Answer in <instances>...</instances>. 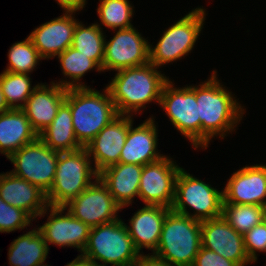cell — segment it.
Masks as SVG:
<instances>
[{
	"label": "cell",
	"instance_id": "1",
	"mask_svg": "<svg viewBox=\"0 0 266 266\" xmlns=\"http://www.w3.org/2000/svg\"><path fill=\"white\" fill-rule=\"evenodd\" d=\"M217 71L196 85V101L200 118V148H208L216 136L224 139L236 130L245 115L246 108L218 80ZM238 124V125H237ZM236 127V128H235Z\"/></svg>",
	"mask_w": 266,
	"mask_h": 266
},
{
	"label": "cell",
	"instance_id": "2",
	"mask_svg": "<svg viewBox=\"0 0 266 266\" xmlns=\"http://www.w3.org/2000/svg\"><path fill=\"white\" fill-rule=\"evenodd\" d=\"M158 69L149 62L116 71L106 87L119 115H140L147 104L159 105L163 87L170 79Z\"/></svg>",
	"mask_w": 266,
	"mask_h": 266
},
{
	"label": "cell",
	"instance_id": "3",
	"mask_svg": "<svg viewBox=\"0 0 266 266\" xmlns=\"http://www.w3.org/2000/svg\"><path fill=\"white\" fill-rule=\"evenodd\" d=\"M65 101L70 105L75 136L83 147L119 116L107 87L102 92L90 87L70 88Z\"/></svg>",
	"mask_w": 266,
	"mask_h": 266
},
{
	"label": "cell",
	"instance_id": "4",
	"mask_svg": "<svg viewBox=\"0 0 266 266\" xmlns=\"http://www.w3.org/2000/svg\"><path fill=\"white\" fill-rule=\"evenodd\" d=\"M201 247V221L170 210L153 253L171 266H193Z\"/></svg>",
	"mask_w": 266,
	"mask_h": 266
},
{
	"label": "cell",
	"instance_id": "5",
	"mask_svg": "<svg viewBox=\"0 0 266 266\" xmlns=\"http://www.w3.org/2000/svg\"><path fill=\"white\" fill-rule=\"evenodd\" d=\"M82 256L97 266H133L140 252L121 219L91 227ZM100 261V262H98ZM102 262V263H101Z\"/></svg>",
	"mask_w": 266,
	"mask_h": 266
},
{
	"label": "cell",
	"instance_id": "6",
	"mask_svg": "<svg viewBox=\"0 0 266 266\" xmlns=\"http://www.w3.org/2000/svg\"><path fill=\"white\" fill-rule=\"evenodd\" d=\"M98 177L85 147L72 152H60L54 183L46 199L49 206L64 207Z\"/></svg>",
	"mask_w": 266,
	"mask_h": 266
},
{
	"label": "cell",
	"instance_id": "7",
	"mask_svg": "<svg viewBox=\"0 0 266 266\" xmlns=\"http://www.w3.org/2000/svg\"><path fill=\"white\" fill-rule=\"evenodd\" d=\"M205 10L198 6L166 28L157 44L149 46L150 63L160 69L191 53L204 28Z\"/></svg>",
	"mask_w": 266,
	"mask_h": 266
},
{
	"label": "cell",
	"instance_id": "8",
	"mask_svg": "<svg viewBox=\"0 0 266 266\" xmlns=\"http://www.w3.org/2000/svg\"><path fill=\"white\" fill-rule=\"evenodd\" d=\"M223 203V189L212 187L181 167L175 182L172 211L204 221L222 216Z\"/></svg>",
	"mask_w": 266,
	"mask_h": 266
},
{
	"label": "cell",
	"instance_id": "9",
	"mask_svg": "<svg viewBox=\"0 0 266 266\" xmlns=\"http://www.w3.org/2000/svg\"><path fill=\"white\" fill-rule=\"evenodd\" d=\"M171 79L164 85L159 106L165 111L171 124L192 148L200 149V118L196 101V85L175 87Z\"/></svg>",
	"mask_w": 266,
	"mask_h": 266
},
{
	"label": "cell",
	"instance_id": "10",
	"mask_svg": "<svg viewBox=\"0 0 266 266\" xmlns=\"http://www.w3.org/2000/svg\"><path fill=\"white\" fill-rule=\"evenodd\" d=\"M59 153L48 147L38 137L34 142L15 151L7 159L14 165L10 172L36 185L47 194L54 183Z\"/></svg>",
	"mask_w": 266,
	"mask_h": 266
},
{
	"label": "cell",
	"instance_id": "11",
	"mask_svg": "<svg viewBox=\"0 0 266 266\" xmlns=\"http://www.w3.org/2000/svg\"><path fill=\"white\" fill-rule=\"evenodd\" d=\"M114 31L115 35L110 40L105 39L103 72L142 66L150 62V42L134 26Z\"/></svg>",
	"mask_w": 266,
	"mask_h": 266
},
{
	"label": "cell",
	"instance_id": "12",
	"mask_svg": "<svg viewBox=\"0 0 266 266\" xmlns=\"http://www.w3.org/2000/svg\"><path fill=\"white\" fill-rule=\"evenodd\" d=\"M168 156L143 166L138 198L145 205L172 207L175 182L181 167Z\"/></svg>",
	"mask_w": 266,
	"mask_h": 266
},
{
	"label": "cell",
	"instance_id": "13",
	"mask_svg": "<svg viewBox=\"0 0 266 266\" xmlns=\"http://www.w3.org/2000/svg\"><path fill=\"white\" fill-rule=\"evenodd\" d=\"M64 207L90 227L119 219L118 214L122 209L99 177Z\"/></svg>",
	"mask_w": 266,
	"mask_h": 266
},
{
	"label": "cell",
	"instance_id": "14",
	"mask_svg": "<svg viewBox=\"0 0 266 266\" xmlns=\"http://www.w3.org/2000/svg\"><path fill=\"white\" fill-rule=\"evenodd\" d=\"M47 213V221L37 227L48 249L50 244L64 248L72 247L77 248L81 254L87 244L91 227L75 218L65 207L48 206L38 218L45 217Z\"/></svg>",
	"mask_w": 266,
	"mask_h": 266
},
{
	"label": "cell",
	"instance_id": "15",
	"mask_svg": "<svg viewBox=\"0 0 266 266\" xmlns=\"http://www.w3.org/2000/svg\"><path fill=\"white\" fill-rule=\"evenodd\" d=\"M201 240L202 247L238 266L254 264L246 253L243 234L238 233L222 216L201 221Z\"/></svg>",
	"mask_w": 266,
	"mask_h": 266
},
{
	"label": "cell",
	"instance_id": "16",
	"mask_svg": "<svg viewBox=\"0 0 266 266\" xmlns=\"http://www.w3.org/2000/svg\"><path fill=\"white\" fill-rule=\"evenodd\" d=\"M133 119L132 115H119L85 146L97 173L119 163L129 126L134 122Z\"/></svg>",
	"mask_w": 266,
	"mask_h": 266
},
{
	"label": "cell",
	"instance_id": "17",
	"mask_svg": "<svg viewBox=\"0 0 266 266\" xmlns=\"http://www.w3.org/2000/svg\"><path fill=\"white\" fill-rule=\"evenodd\" d=\"M224 203L266 207V164L245 165L227 180Z\"/></svg>",
	"mask_w": 266,
	"mask_h": 266
},
{
	"label": "cell",
	"instance_id": "18",
	"mask_svg": "<svg viewBox=\"0 0 266 266\" xmlns=\"http://www.w3.org/2000/svg\"><path fill=\"white\" fill-rule=\"evenodd\" d=\"M75 15L76 12H64L29 34L32 44L44 60L57 57L72 45L74 30L79 22Z\"/></svg>",
	"mask_w": 266,
	"mask_h": 266
},
{
	"label": "cell",
	"instance_id": "19",
	"mask_svg": "<svg viewBox=\"0 0 266 266\" xmlns=\"http://www.w3.org/2000/svg\"><path fill=\"white\" fill-rule=\"evenodd\" d=\"M150 116L137 127L129 126L127 138L120 154L119 162L144 166L164 157L158 150V126Z\"/></svg>",
	"mask_w": 266,
	"mask_h": 266
},
{
	"label": "cell",
	"instance_id": "20",
	"mask_svg": "<svg viewBox=\"0 0 266 266\" xmlns=\"http://www.w3.org/2000/svg\"><path fill=\"white\" fill-rule=\"evenodd\" d=\"M66 92V88L54 81L50 82V85L40 83L32 92L22 110L37 135L52 123L60 105L66 99Z\"/></svg>",
	"mask_w": 266,
	"mask_h": 266
},
{
	"label": "cell",
	"instance_id": "21",
	"mask_svg": "<svg viewBox=\"0 0 266 266\" xmlns=\"http://www.w3.org/2000/svg\"><path fill=\"white\" fill-rule=\"evenodd\" d=\"M0 197L27 212L34 221L49 206L45 192L10 171L0 173Z\"/></svg>",
	"mask_w": 266,
	"mask_h": 266
},
{
	"label": "cell",
	"instance_id": "22",
	"mask_svg": "<svg viewBox=\"0 0 266 266\" xmlns=\"http://www.w3.org/2000/svg\"><path fill=\"white\" fill-rule=\"evenodd\" d=\"M170 210L160 205H145L134 212L126 227L140 253H143L142 249L150 250L152 253L157 249L163 223Z\"/></svg>",
	"mask_w": 266,
	"mask_h": 266
},
{
	"label": "cell",
	"instance_id": "23",
	"mask_svg": "<svg viewBox=\"0 0 266 266\" xmlns=\"http://www.w3.org/2000/svg\"><path fill=\"white\" fill-rule=\"evenodd\" d=\"M143 166L117 163L98 173L115 202L124 210L138 197Z\"/></svg>",
	"mask_w": 266,
	"mask_h": 266
},
{
	"label": "cell",
	"instance_id": "24",
	"mask_svg": "<svg viewBox=\"0 0 266 266\" xmlns=\"http://www.w3.org/2000/svg\"><path fill=\"white\" fill-rule=\"evenodd\" d=\"M37 138V133L22 109H10L0 114V153L7 159Z\"/></svg>",
	"mask_w": 266,
	"mask_h": 266
},
{
	"label": "cell",
	"instance_id": "25",
	"mask_svg": "<svg viewBox=\"0 0 266 266\" xmlns=\"http://www.w3.org/2000/svg\"><path fill=\"white\" fill-rule=\"evenodd\" d=\"M48 253L47 243L36 226L14 239L7 255L10 266H44Z\"/></svg>",
	"mask_w": 266,
	"mask_h": 266
},
{
	"label": "cell",
	"instance_id": "26",
	"mask_svg": "<svg viewBox=\"0 0 266 266\" xmlns=\"http://www.w3.org/2000/svg\"><path fill=\"white\" fill-rule=\"evenodd\" d=\"M38 137L57 152H72L83 147L75 136L70 105L66 101L60 105L52 123Z\"/></svg>",
	"mask_w": 266,
	"mask_h": 266
},
{
	"label": "cell",
	"instance_id": "27",
	"mask_svg": "<svg viewBox=\"0 0 266 266\" xmlns=\"http://www.w3.org/2000/svg\"><path fill=\"white\" fill-rule=\"evenodd\" d=\"M57 58L62 69V74L64 75L63 77L66 79H59L58 82H55L66 89L90 87L80 81L85 73L90 72L91 70L93 71L94 69L99 73L103 72L102 68L94 60L80 53L72 46L60 53Z\"/></svg>",
	"mask_w": 266,
	"mask_h": 266
},
{
	"label": "cell",
	"instance_id": "28",
	"mask_svg": "<svg viewBox=\"0 0 266 266\" xmlns=\"http://www.w3.org/2000/svg\"><path fill=\"white\" fill-rule=\"evenodd\" d=\"M96 23L87 27L79 21L74 30L72 47L94 60L101 68L104 59L106 35Z\"/></svg>",
	"mask_w": 266,
	"mask_h": 266
},
{
	"label": "cell",
	"instance_id": "29",
	"mask_svg": "<svg viewBox=\"0 0 266 266\" xmlns=\"http://www.w3.org/2000/svg\"><path fill=\"white\" fill-rule=\"evenodd\" d=\"M39 84L32 86L29 74L6 71L0 73V86L10 109H22Z\"/></svg>",
	"mask_w": 266,
	"mask_h": 266
},
{
	"label": "cell",
	"instance_id": "30",
	"mask_svg": "<svg viewBox=\"0 0 266 266\" xmlns=\"http://www.w3.org/2000/svg\"><path fill=\"white\" fill-rule=\"evenodd\" d=\"M97 14L100 24H96L102 29L104 26L111 30L127 29L133 27L132 18L134 16V6L129 0H99Z\"/></svg>",
	"mask_w": 266,
	"mask_h": 266
},
{
	"label": "cell",
	"instance_id": "31",
	"mask_svg": "<svg viewBox=\"0 0 266 266\" xmlns=\"http://www.w3.org/2000/svg\"><path fill=\"white\" fill-rule=\"evenodd\" d=\"M265 207L259 205L223 203L222 217L238 233L245 234L264 220Z\"/></svg>",
	"mask_w": 266,
	"mask_h": 266
},
{
	"label": "cell",
	"instance_id": "32",
	"mask_svg": "<svg viewBox=\"0 0 266 266\" xmlns=\"http://www.w3.org/2000/svg\"><path fill=\"white\" fill-rule=\"evenodd\" d=\"M7 56L9 62L3 71L29 75L35 71L40 61L44 60L28 36L25 40L12 44Z\"/></svg>",
	"mask_w": 266,
	"mask_h": 266
},
{
	"label": "cell",
	"instance_id": "33",
	"mask_svg": "<svg viewBox=\"0 0 266 266\" xmlns=\"http://www.w3.org/2000/svg\"><path fill=\"white\" fill-rule=\"evenodd\" d=\"M33 218L24 210L7 204L0 197V232L10 233L12 231L24 230L29 227Z\"/></svg>",
	"mask_w": 266,
	"mask_h": 266
},
{
	"label": "cell",
	"instance_id": "34",
	"mask_svg": "<svg viewBox=\"0 0 266 266\" xmlns=\"http://www.w3.org/2000/svg\"><path fill=\"white\" fill-rule=\"evenodd\" d=\"M244 246L249 259L256 263L258 260L257 252L266 253V221L255 225L251 230L243 235Z\"/></svg>",
	"mask_w": 266,
	"mask_h": 266
},
{
	"label": "cell",
	"instance_id": "35",
	"mask_svg": "<svg viewBox=\"0 0 266 266\" xmlns=\"http://www.w3.org/2000/svg\"><path fill=\"white\" fill-rule=\"evenodd\" d=\"M193 266H238L235 262L225 259L216 252L201 247L196 255Z\"/></svg>",
	"mask_w": 266,
	"mask_h": 266
},
{
	"label": "cell",
	"instance_id": "36",
	"mask_svg": "<svg viewBox=\"0 0 266 266\" xmlns=\"http://www.w3.org/2000/svg\"><path fill=\"white\" fill-rule=\"evenodd\" d=\"M133 266H171L163 258L155 255L154 253H148L147 255L140 253L137 260L133 263Z\"/></svg>",
	"mask_w": 266,
	"mask_h": 266
},
{
	"label": "cell",
	"instance_id": "37",
	"mask_svg": "<svg viewBox=\"0 0 266 266\" xmlns=\"http://www.w3.org/2000/svg\"><path fill=\"white\" fill-rule=\"evenodd\" d=\"M64 12H78L83 10L87 0H55Z\"/></svg>",
	"mask_w": 266,
	"mask_h": 266
},
{
	"label": "cell",
	"instance_id": "38",
	"mask_svg": "<svg viewBox=\"0 0 266 266\" xmlns=\"http://www.w3.org/2000/svg\"><path fill=\"white\" fill-rule=\"evenodd\" d=\"M65 266H97V265L90 259L79 254L74 260H72L70 263H67Z\"/></svg>",
	"mask_w": 266,
	"mask_h": 266
},
{
	"label": "cell",
	"instance_id": "39",
	"mask_svg": "<svg viewBox=\"0 0 266 266\" xmlns=\"http://www.w3.org/2000/svg\"><path fill=\"white\" fill-rule=\"evenodd\" d=\"M8 110H10V108H9L8 104L6 103V101H5V98H4V95L2 93V89H1V86H0V114L6 112Z\"/></svg>",
	"mask_w": 266,
	"mask_h": 266
},
{
	"label": "cell",
	"instance_id": "40",
	"mask_svg": "<svg viewBox=\"0 0 266 266\" xmlns=\"http://www.w3.org/2000/svg\"><path fill=\"white\" fill-rule=\"evenodd\" d=\"M264 220L266 221V207H265V216H264Z\"/></svg>",
	"mask_w": 266,
	"mask_h": 266
}]
</instances>
